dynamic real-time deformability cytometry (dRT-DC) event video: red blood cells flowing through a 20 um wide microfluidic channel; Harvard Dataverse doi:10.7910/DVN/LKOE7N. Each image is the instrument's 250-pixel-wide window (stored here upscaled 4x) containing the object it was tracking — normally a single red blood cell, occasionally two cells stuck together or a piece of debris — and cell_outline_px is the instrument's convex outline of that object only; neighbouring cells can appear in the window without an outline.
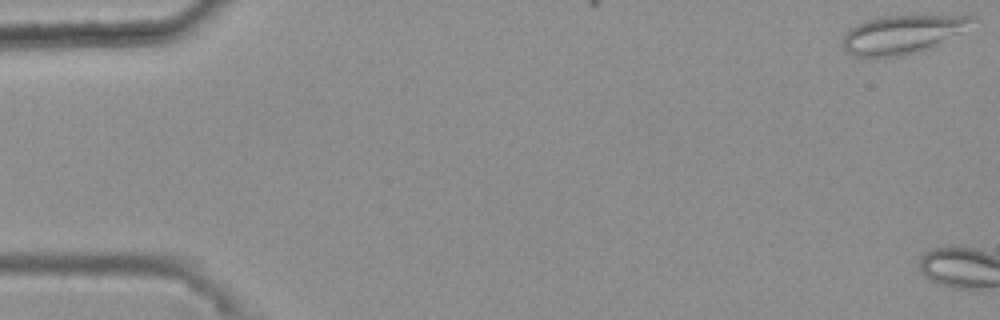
{"species": "common noctule bat (a hibernating species)", "species_latin": "Nyctalus noctula", "temperature_condition": "warm", "stored_images_in_passage": 5, "camera_frame_rate_fps": 3000, "um_per_image_px": 0.085, "animal": {"sex": "female", "body_mass_g": 25.1}, "frame": {"image": 1, "passage_image": 1, "time_ms": 0.0, "image_size_px": [1000, 320], "cell_outline_px": [[976, 16], [960, 32], [932, 48], [904, 56], [852, 56], [844, 48], [844, 36], [848, 28], [856, 24], [880, 16]], "centroid_in_image_um": [76.63, 2.93], "position_along_channel_um": 8.4, "area_um2": 28.44}}